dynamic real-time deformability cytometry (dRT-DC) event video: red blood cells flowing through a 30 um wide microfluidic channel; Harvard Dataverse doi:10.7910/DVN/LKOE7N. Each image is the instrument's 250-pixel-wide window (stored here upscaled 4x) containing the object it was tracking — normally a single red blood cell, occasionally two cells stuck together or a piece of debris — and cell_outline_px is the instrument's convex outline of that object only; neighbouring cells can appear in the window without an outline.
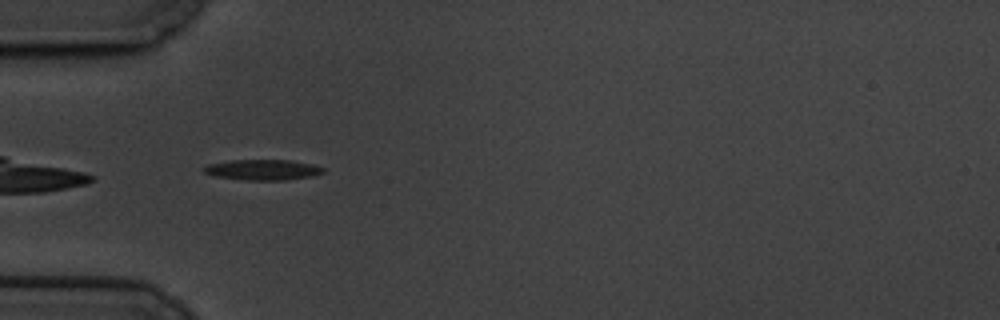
{"species": "common noctule bat (a hibernating species)", "species_latin": "Nyctalus noctula", "temperature_condition": "cold", "stored_images_in_passage": 45, "camera_frame_rate_fps": 3000, "um_per_image_px": 0.085, "animal": {"sex": "male", "body_mass_g": 19.5, "forearm_length_mm": 54.6}, "frame": {"image": 1, "passage_image": 4, "time_ms": 1.0, "image_size_px": [1000, 320], "cell_outline_px": [[324, 172], [312, 176], [284, 180], [248, 180], [212, 176], [204, 172], [204, 168], [208, 164], [228, 160], [288, 160], [312, 164], [324, 168]], "centroid_in_image_um": [22.31, 14.43], "position_along_channel_um": 62.7, "area_um2": 14.22}}
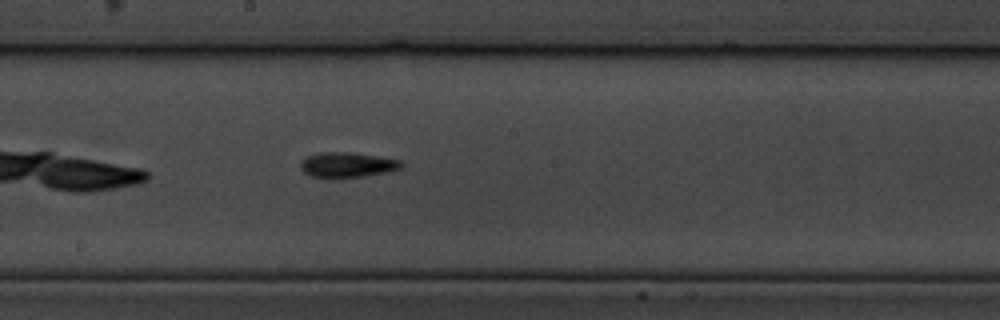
{"frame": {"image": 2, "passage_image": 18, "time_ms": 5.667, "image_size_px": [1000, 320], "cell_outline_px": [[404, 164], [400, 168], [388, 172], [364, 176], [308, 176], [300, 168], [300, 160], [308, 156], [320, 152], [348, 152], [400, 160]], "centroid_in_image_um": [29.49, 13.99], "position_along_channel_um": 218.7, "area_um2": 14.33}}
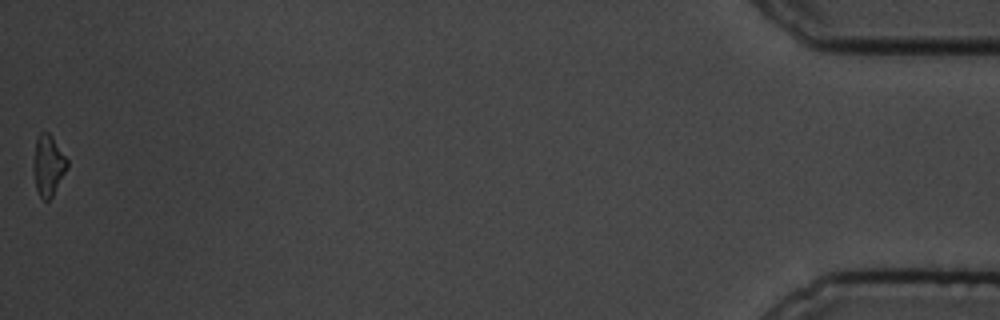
{"frame": {"image": 3, "passage_image": 45, "time_ms": 14.667, "image_size_px": [1000, 320], "cell_outline_px": [[68, 168], [52, 196], [48, 200], [44, 200], [40, 196], [36, 188], [32, 168], [36, 140], [40, 132], [48, 132], [52, 136], [68, 160]], "centroid_in_image_um": [4.1, 14.05], "position_along_channel_um": 431.1, "area_um2": 11.96}, "authors_computed_cell_mechanics": {"area_um2": 13.294, "velocity_mm_per_s": 3.3958, "shape_relaxation_time_tau1_ms": 3.2379, "shape_relaxation_time_tau2_ms": null, "deformation_change_tau1": 0.1773, "deformation_change_tau2": null}}